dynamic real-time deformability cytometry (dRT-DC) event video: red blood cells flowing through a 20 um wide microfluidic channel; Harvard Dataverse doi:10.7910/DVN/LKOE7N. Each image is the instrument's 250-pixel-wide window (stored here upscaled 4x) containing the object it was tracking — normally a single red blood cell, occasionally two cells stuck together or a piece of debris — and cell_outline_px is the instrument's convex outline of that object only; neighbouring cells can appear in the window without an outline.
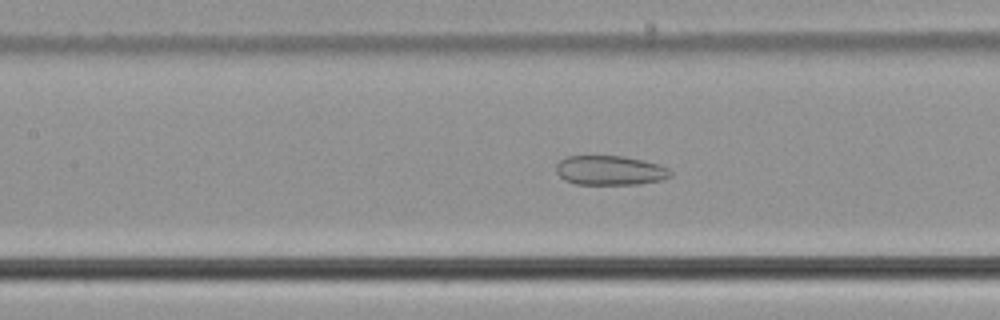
{"species": "common noctule bat (a hibernating species)", "species_latin": "Nyctalus noctula", "temperature_condition": "cold", "stored_images_in_passage": 57, "segment_of_instrument_passage": [1, 2], "camera_frame_rate_fps": 3000, "um_per_image_px": 0.085, "animal": {"sex": "male", "body_mass_g": 21.5, "forearm_length_mm": 52.0}, "frame": {"image": 1, "passage_image": 26, "time_ms": 8.333, "image_size_px": [1000, 320], "cell_outline_px": [[672, 176], [660, 180], [640, 184], [576, 184], [564, 180], [556, 172], [556, 164], [560, 160], [568, 156], [624, 156], [656, 164], [668, 168], [672, 172]], "centroid_in_image_um": [51.83, 14.49], "position_along_channel_um": 155.6, "area_um2": 19.54}}
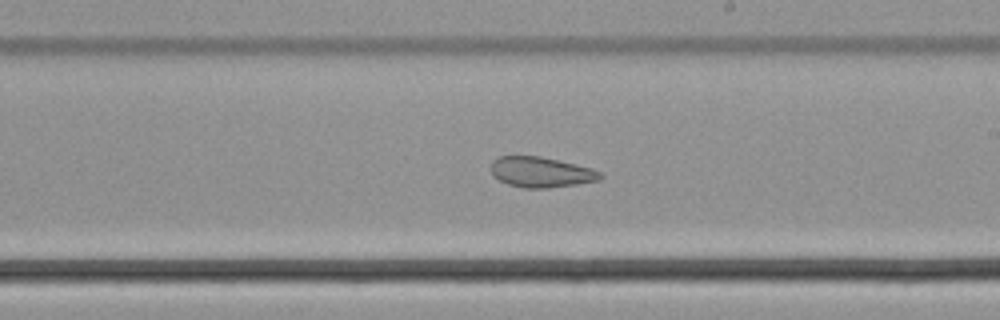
{"frame": {"image": 2, "passage_image": 33, "time_ms": 10.667, "image_size_px": [1000, 320], "cell_outline_px": [[604, 176], [600, 180], [576, 184], [548, 188], [524, 188], [508, 184], [492, 176], [492, 160], [500, 156], [540, 156], [576, 164], [592, 168], [600, 172]], "centroid_in_image_um": [46.0, 14.63], "position_along_channel_um": 243.0, "area_um2": 19.36}}
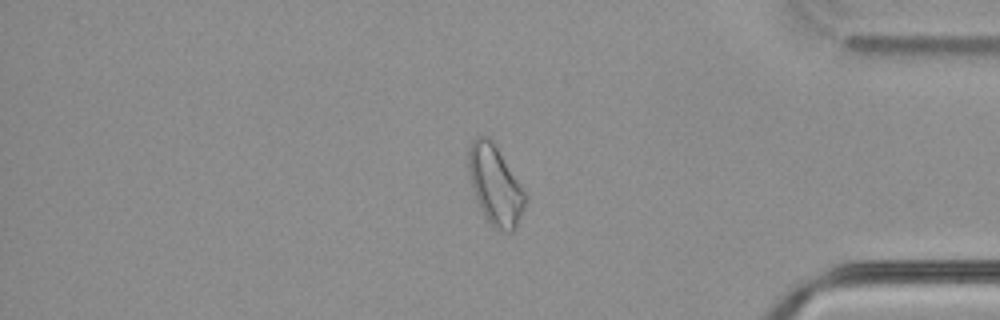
{"frame": {"image": 3, "passage_image": 47, "time_ms": 15.333, "image_size_px": [1000, 320], "cell_outline_px": [[528, 200], [516, 228], [512, 232], [508, 232], [496, 228], [484, 216], [476, 200], [472, 188], [468, 172], [468, 148], [472, 140], [476, 136], [488, 136], [492, 140], [528, 196]], "centroid_in_image_um": [42.09, 15.73], "position_along_channel_um": 393.1, "area_um2": 26.3}}